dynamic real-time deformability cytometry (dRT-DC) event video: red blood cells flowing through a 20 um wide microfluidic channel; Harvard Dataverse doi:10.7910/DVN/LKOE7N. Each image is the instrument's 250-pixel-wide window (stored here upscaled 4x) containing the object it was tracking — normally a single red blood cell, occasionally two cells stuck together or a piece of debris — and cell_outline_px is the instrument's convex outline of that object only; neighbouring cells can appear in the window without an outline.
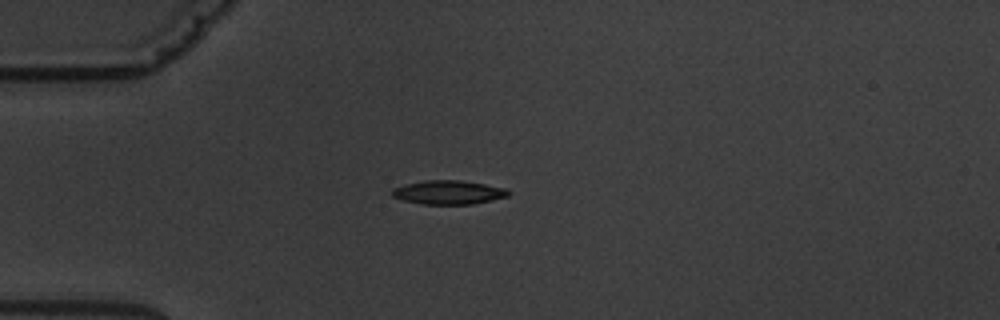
{"species": "common noctule bat (a hibernating species)", "species_latin": "Nyctalus noctula", "temperature_condition": "warm", "stored_images_in_passage": 12, "camera_frame_rate_fps": 3000, "um_per_image_px": 0.085, "animal": {"sex": "male", "body_mass_g": 19.5, "forearm_length_mm": 54.6}, "frame": {"image": 1, "passage_image": 1, "time_ms": 0.0, "image_size_px": [1000, 320], "cell_outline_px": [[508, 196], [492, 200], [472, 204], [424, 204], [404, 200], [392, 196], [392, 188], [404, 184], [424, 180], [460, 180], [484, 184], [504, 188], [508, 192]], "centroid_in_image_um": [38.08, 16.34], "position_along_channel_um": 46.9, "area_um2": 16.01}}
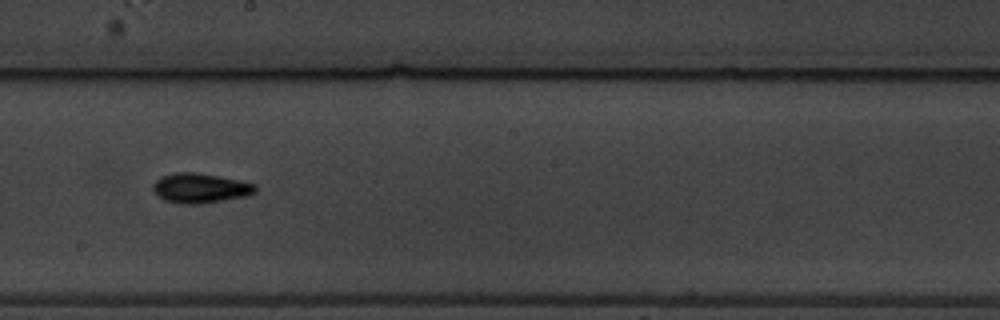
{"frame": {"image": 2, "passage_image": 6, "time_ms": 5.667, "image_size_px": [1000, 320], "cell_outline_px": [[256, 192], [248, 196], [200, 204], [180, 204], [164, 200], [152, 188], [152, 184], [160, 176], [176, 172], [196, 172], [220, 176], [240, 180], [256, 184]], "centroid_in_image_um": [17.04, 15.98], "position_along_channel_um": 231.2, "area_um2": 17.92}}
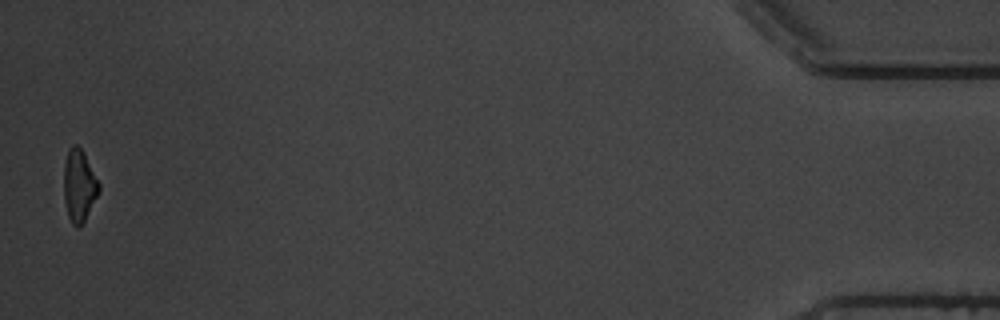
{"frame": {"image": 3, "passage_image": 12, "time_ms": 13.667, "image_size_px": [1000, 320], "cell_outline_px": [[100, 192], [84, 220], [76, 228], [72, 224], [68, 216], [64, 200], [64, 164], [68, 148], [72, 144], [76, 144], [84, 152], [100, 184]], "centroid_in_image_um": [6.72, 15.74], "position_along_channel_um": 428.5, "area_um2": 14.8}, "authors_computed_cell_mechanics": {"area_um2": 15.9239, "velocity_mm_per_s": 3.5804, "shape_relaxation_time_tau1_ms": 3.2118, "shape_relaxation_time_tau2_ms": null, "deformation_change_tau1": 0.1351, "deformation_change_tau2": null}}